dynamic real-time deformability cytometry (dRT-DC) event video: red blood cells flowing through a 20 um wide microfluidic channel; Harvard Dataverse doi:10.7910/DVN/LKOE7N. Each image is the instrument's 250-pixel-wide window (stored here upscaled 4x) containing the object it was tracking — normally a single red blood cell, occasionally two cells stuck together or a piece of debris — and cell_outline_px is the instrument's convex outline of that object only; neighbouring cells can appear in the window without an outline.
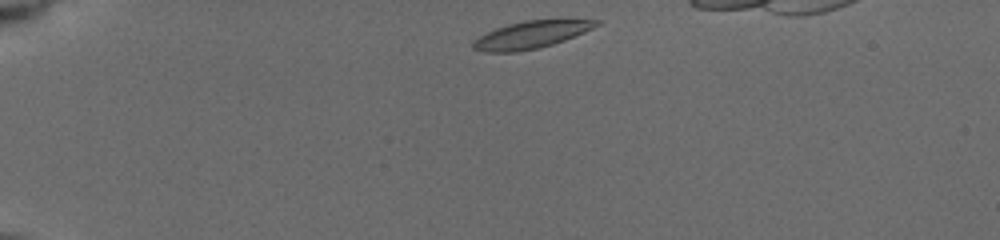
{"species": "common noctule bat (a hibernating species)", "species_latin": "Nyctalus noctula", "temperature_condition": "cold", "stored_images_in_passage": 8, "camera_frame_rate_fps": 3000, "um_per_image_px": 0.085, "animal": {"sex": "female", "body_mass_g": 19.5, "forearm_length_mm": 54.1}, "frame": {"image": 1, "passage_image": 1, "time_ms": 0.0, "image_size_px": [1000, 240], "cell_outline_px": [[600, 24], [584, 32], [564, 40], [552, 44], [536, 48], [516, 52], [484, 52], [472, 48], [472, 40], [496, 28], [508, 24], [524, 20], [560, 16], [600, 20]], "centroid_in_image_um": [45.23, 2.88], "position_along_channel_um": 39.8, "area_um2": 20.4}}
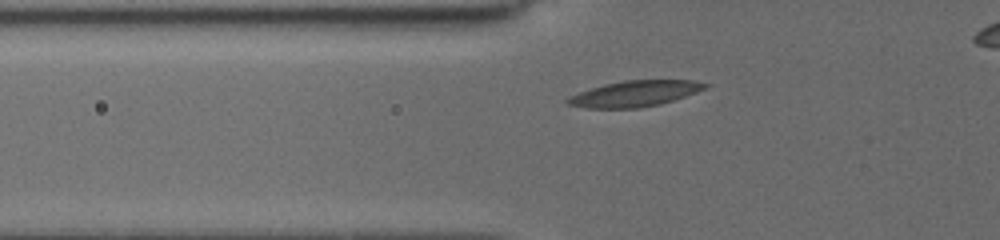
{"frame": {"image": 2, "passage_image": 7, "time_ms": 2.333, "image_size_px": [1000, 240], "cell_outline_px": [[712, 84], [708, 88], [660, 104], [640, 108], [584, 108], [568, 104], [564, 100], [568, 96], [604, 84], [624, 80], [692, 80]], "centroid_in_image_um": [53.96, 7.96], "position_along_channel_um": 71.8, "area_um2": 20.75}}